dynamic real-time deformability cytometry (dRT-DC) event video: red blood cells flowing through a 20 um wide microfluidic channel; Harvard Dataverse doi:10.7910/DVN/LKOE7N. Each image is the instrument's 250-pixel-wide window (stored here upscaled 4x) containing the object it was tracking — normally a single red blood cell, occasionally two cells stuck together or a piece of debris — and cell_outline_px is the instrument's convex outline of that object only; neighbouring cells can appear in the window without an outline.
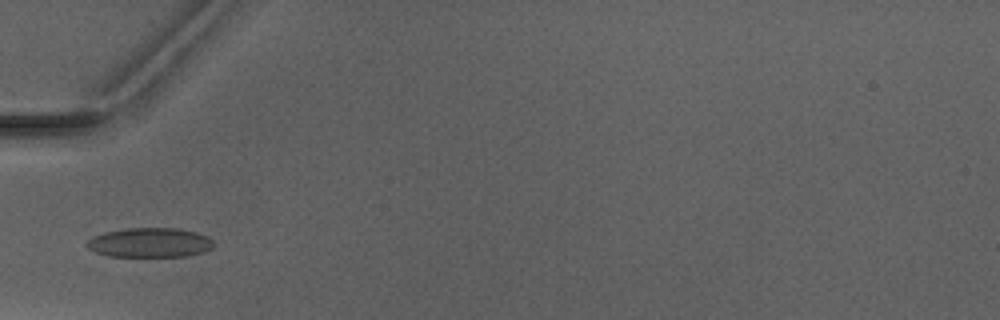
{"species": "Egyptian fruit bat (a non-hibernating species)", "species_latin": "Rousettus aegyptiacus", "temperature_condition": "warm", "stored_images_in_passage": 2, "camera_frame_rate_fps": 3000, "um_per_image_px": 0.085, "animal": {"sex": "male"}, "frame": {"image": 1, "passage_image": 2, "time_ms": 1.333, "image_size_px": [1000, 320], "cell_outline_px": [[216, 244], [212, 248], [204, 252], [188, 256], [108, 256], [96, 252], [88, 248], [84, 244], [92, 236], [104, 232], [124, 228], [176, 228], [196, 232], [208, 236]], "centroid_in_image_um": [12.74, 20.61], "position_along_channel_um": 72.3, "area_um2": 22.02}}